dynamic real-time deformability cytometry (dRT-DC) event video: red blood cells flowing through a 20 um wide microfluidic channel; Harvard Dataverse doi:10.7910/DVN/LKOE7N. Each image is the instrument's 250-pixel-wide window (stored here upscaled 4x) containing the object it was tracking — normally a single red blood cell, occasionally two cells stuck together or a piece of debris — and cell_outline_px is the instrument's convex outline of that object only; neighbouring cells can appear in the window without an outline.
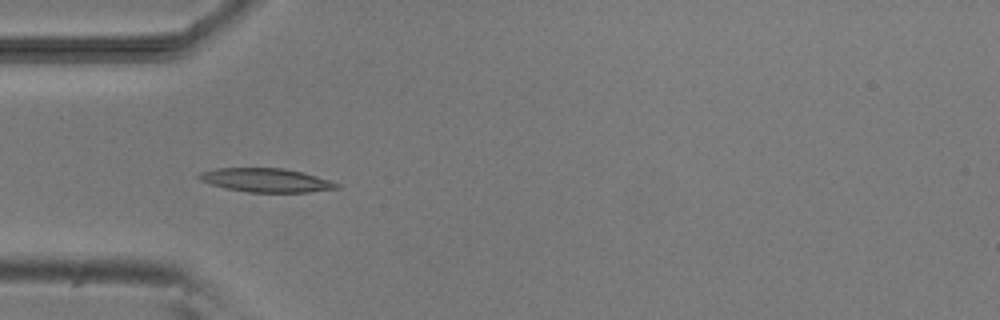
{"species": "common noctule bat (a hibernating species)", "species_latin": "Nyctalus noctula", "temperature_condition": "room temperature", "stored_images_in_passage": 5, "camera_frame_rate_fps": 3000, "um_per_image_px": 0.085, "animal": {"sex": "male", "body_mass_g": 20.5, "forearm_length_mm": 52.5}, "frame": {"image": 1, "passage_image": 4, "time_ms": 3.667, "image_size_px": [1000, 320], "cell_outline_px": [[340, 188], [308, 192], [248, 192], [224, 188], [200, 180], [196, 176], [200, 172], [216, 168], [284, 168], [304, 172], [340, 184]], "centroid_in_image_um": [22.61, 15.31], "position_along_channel_um": 62.4, "area_um2": 19.07}}
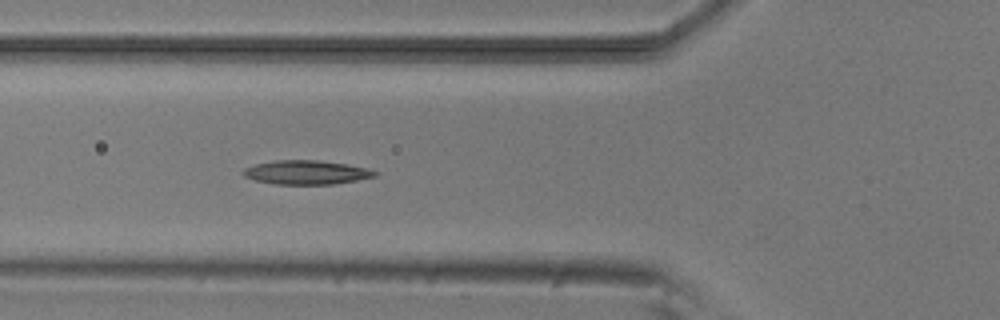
{"frame": {"image": 2, "passage_image": 5, "time_ms": 4.667, "image_size_px": [1000, 320], "cell_outline_px": [[380, 172], [376, 176], [356, 180], [332, 184], [272, 184], [256, 180], [244, 176], [240, 172], [244, 168], [256, 164], [276, 160], [316, 160], [344, 164], [364, 168]], "centroid_in_image_um": [25.99, 14.65], "position_along_channel_um": 99.8, "area_um2": 18.21}}